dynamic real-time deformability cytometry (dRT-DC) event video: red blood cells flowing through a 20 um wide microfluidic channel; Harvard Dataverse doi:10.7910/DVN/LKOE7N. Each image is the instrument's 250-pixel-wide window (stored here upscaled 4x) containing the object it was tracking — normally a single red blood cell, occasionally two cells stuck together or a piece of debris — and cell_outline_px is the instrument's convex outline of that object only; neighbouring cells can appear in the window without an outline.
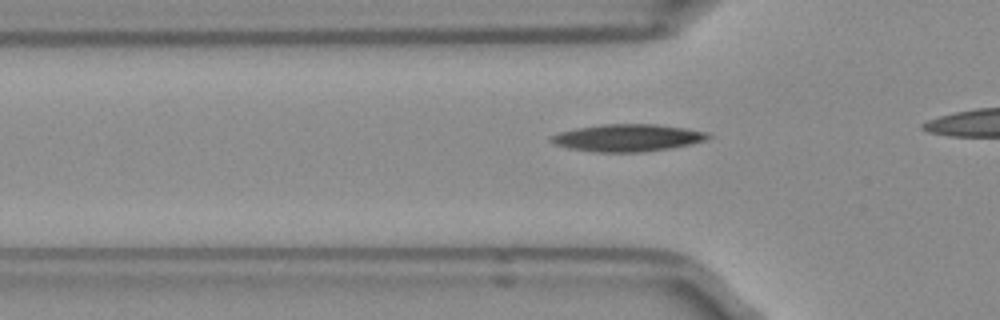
{"species": "Egyptian fruit bat (a non-hibernating species)", "species_latin": "Rousettus aegyptiacus", "temperature_condition": "room temperature", "stored_images_in_passage": 14, "camera_frame_rate_fps": 3000, "um_per_image_px": 0.085, "frame": {"image": 1, "passage_image": 5, "time_ms": 1.333, "image_size_px": [1000, 320], "cell_outline_px": [[712, 136], [704, 140], [692, 144], [668, 148], [640, 152], [592, 152], [568, 148], [556, 144], [548, 140], [548, 136], [560, 132], [576, 128], [600, 124], [656, 124], [684, 128], [708, 132]], "centroid_in_image_um": [53.3, 11.71], "position_along_channel_um": 72.5, "area_um2": 24.97}}